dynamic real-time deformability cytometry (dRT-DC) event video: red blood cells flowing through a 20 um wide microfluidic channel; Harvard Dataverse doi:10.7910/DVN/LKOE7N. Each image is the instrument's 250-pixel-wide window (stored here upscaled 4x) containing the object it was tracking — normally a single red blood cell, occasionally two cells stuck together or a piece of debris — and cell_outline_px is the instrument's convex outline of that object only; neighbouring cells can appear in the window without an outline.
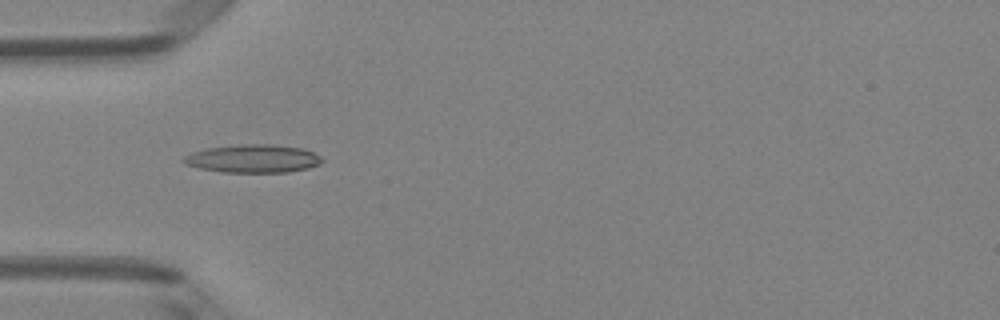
{"species": "Egyptian fruit bat (a non-hibernating species)", "species_latin": "Rousettus aegyptiacus", "temperature_condition": "room temperature", "stored_images_in_passage": 7, "camera_frame_rate_fps": 3000, "um_per_image_px": 0.085, "animal": {"sex": "female"}, "frame": {"image": 1, "passage_image": 4, "time_ms": 1.0, "image_size_px": [1000, 320], "cell_outline_px": [[324, 160], [320, 164], [308, 168], [288, 172], [220, 172], [200, 168], [184, 164], [180, 160], [184, 156], [192, 152], [208, 148], [244, 144], [272, 144], [304, 148], [320, 156]], "centroid_in_image_um": [21.51, 13.48], "position_along_channel_um": 63.5, "area_um2": 22.77}}
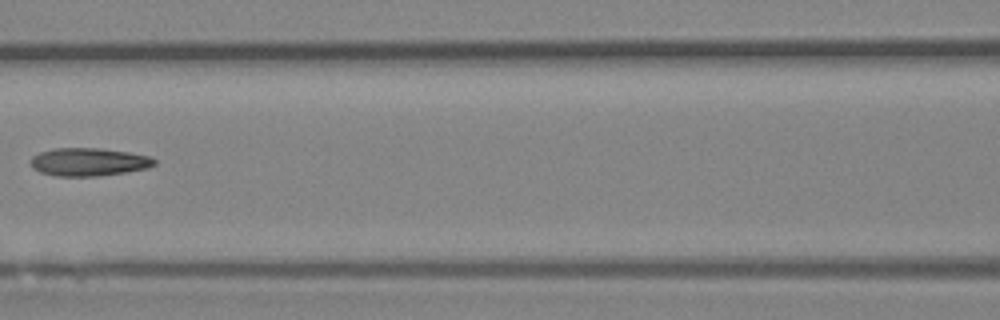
{"frame": {"image": 2, "passage_image": 6, "time_ms": 1.667, "image_size_px": [1000, 320], "cell_outline_px": [[156, 164], [148, 168], [100, 176], [56, 176], [40, 172], [32, 168], [32, 156], [40, 152], [56, 148], [100, 148], [128, 152], [148, 156], [156, 160]], "centroid_in_image_um": [7.54, 13.77], "position_along_channel_um": 159.1, "area_um2": 20.11}}
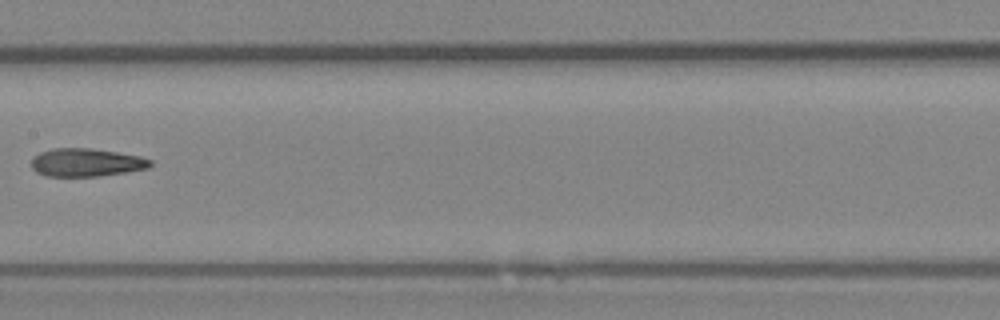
{"frame": {"image": 3, "passage_image": 7, "time_ms": 2.0, "image_size_px": [1000, 320], "cell_outline_px": [[152, 164], [148, 168], [100, 176], [48, 176], [36, 172], [32, 168], [32, 156], [40, 152], [52, 148], [92, 148], [140, 156], [152, 160]], "centroid_in_image_um": [7.31, 13.8], "position_along_channel_um": 200.1, "area_um2": 19.48}}